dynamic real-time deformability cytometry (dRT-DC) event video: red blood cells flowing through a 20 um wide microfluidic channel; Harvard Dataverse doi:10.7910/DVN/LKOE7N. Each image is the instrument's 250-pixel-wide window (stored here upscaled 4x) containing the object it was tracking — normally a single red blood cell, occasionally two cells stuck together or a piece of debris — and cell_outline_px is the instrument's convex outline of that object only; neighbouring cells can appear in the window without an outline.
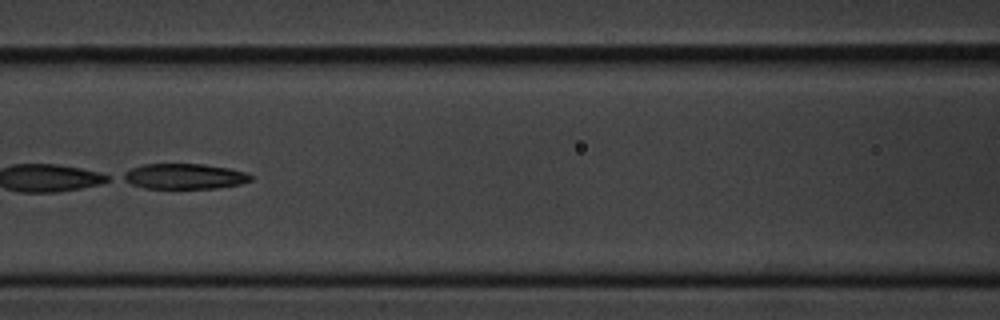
{"species": "common noctule bat (a hibernating species)", "species_latin": "Nyctalus noctula", "temperature_condition": "cold", "stored_images_in_passage": 10, "camera_frame_rate_fps": 3000, "um_per_image_px": 0.085, "animal": {"sex": "male", "body_mass_g": 20.1, "forearm_length_mm": 53.5}, "frame": {"image": 1, "passage_image": 6, "time_ms": 6.667, "image_size_px": [1000, 320], "cell_outline_px": [[252, 180], [240, 184], [216, 188], [144, 188], [132, 184], [116, 176], [132, 168], [144, 164], [204, 164], [228, 168], [248, 172], [252, 176]], "centroid_in_image_um": [15.65, 14.98], "position_along_channel_um": 151.0, "area_um2": 19.02}}
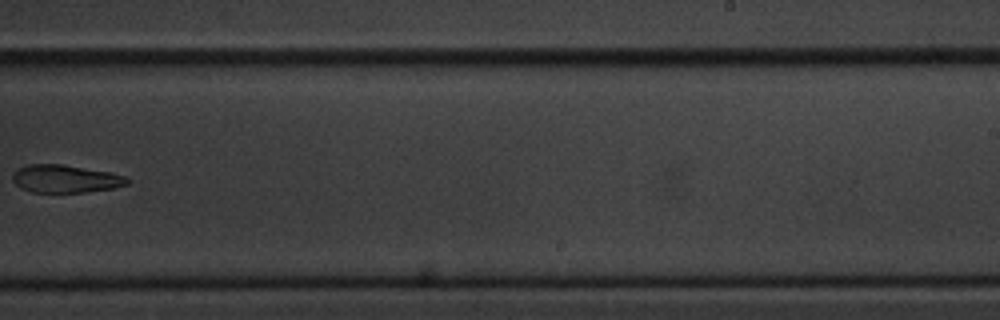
{"frame": {"image": 2, "passage_image": 9, "time_ms": 10.333, "image_size_px": [1000, 320], "cell_outline_px": [[128, 184], [112, 188], [84, 192], [32, 192], [20, 188], [12, 180], [12, 176], [20, 168], [28, 164], [60, 164], [112, 172], [124, 176], [128, 180]], "centroid_in_image_um": [5.55, 15.2], "position_along_channel_um": 283.4, "area_um2": 18.38}}